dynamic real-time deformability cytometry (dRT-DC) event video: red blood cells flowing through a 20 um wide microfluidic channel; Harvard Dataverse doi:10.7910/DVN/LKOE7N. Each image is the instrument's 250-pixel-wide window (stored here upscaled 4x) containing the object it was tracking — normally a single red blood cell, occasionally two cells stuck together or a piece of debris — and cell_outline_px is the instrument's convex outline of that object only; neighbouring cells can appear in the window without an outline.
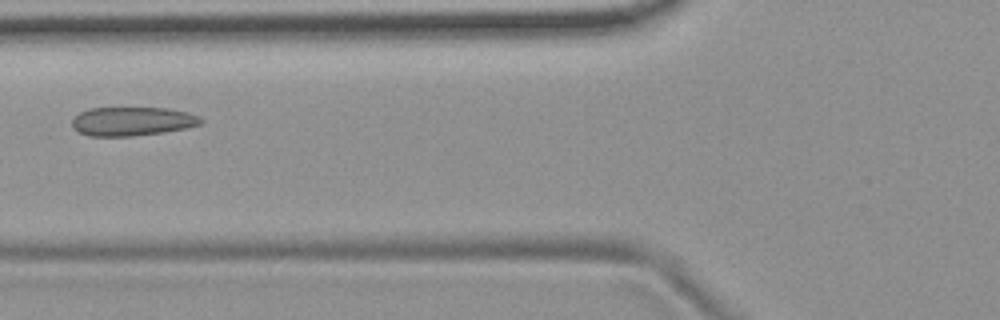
{"species": "common noctule bat (a hibernating species)", "species_latin": "Nyctalus noctula", "temperature_condition": "room temperature", "stored_images_in_passage": 5, "camera_frame_rate_fps": 3000, "um_per_image_px": 0.085, "animal": {"sex": "female", "body_mass_g": 19.9}, "frame": {"image": 1, "passage_image": 5, "time_ms": 4.667, "image_size_px": [1000, 320], "cell_outline_px": [[204, 120], [200, 124], [184, 128], [160, 132], [132, 136], [88, 136], [72, 128], [72, 120], [80, 112], [88, 108], [168, 108], [188, 112], [200, 116]], "centroid_in_image_um": [11.23, 10.3], "position_along_channel_um": 114.6, "area_um2": 21.56}}